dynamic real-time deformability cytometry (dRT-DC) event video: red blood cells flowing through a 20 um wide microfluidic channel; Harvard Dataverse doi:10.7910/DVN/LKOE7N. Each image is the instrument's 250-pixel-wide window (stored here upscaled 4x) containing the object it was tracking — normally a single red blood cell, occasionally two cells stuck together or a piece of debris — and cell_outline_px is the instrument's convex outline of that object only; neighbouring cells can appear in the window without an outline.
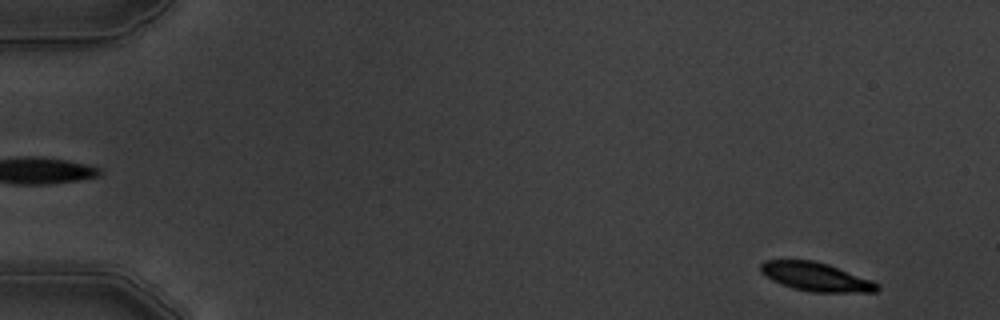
{"species": "common noctule bat (a hibernating species)", "species_latin": "Nyctalus noctula", "temperature_condition": "warm", "stored_images_in_passage": 4, "camera_frame_rate_fps": 3000, "um_per_image_px": 0.085, "animal": {"sex": "male", "body_mass_g": 19.5, "forearm_length_mm": 54.6}, "frame": {"image": 1, "passage_image": 1, "time_ms": 0.0, "image_size_px": [1000, 320], "cell_outline_px": [[880, 288], [876, 292], [812, 292], [792, 288], [780, 284], [772, 280], [760, 272], [760, 264], [764, 260], [812, 260], [828, 264], [872, 280], [880, 284]], "centroid_in_image_um": [69.35, 23.53], "position_along_channel_um": 15.6, "area_um2": 19.54}}
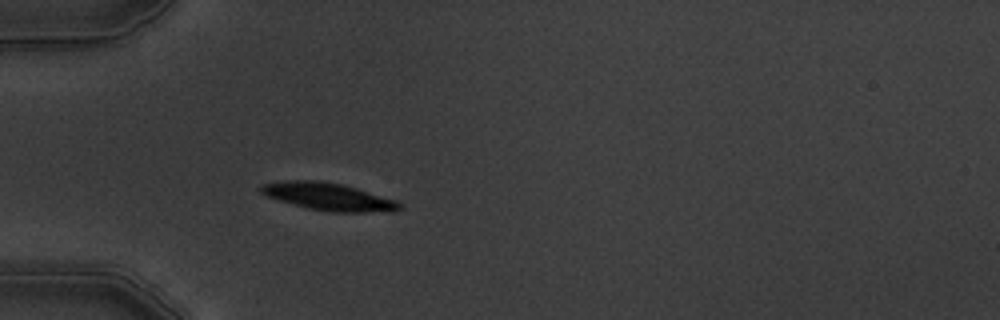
{"frame": {"image": 2, "passage_image": 4, "time_ms": 4.333, "image_size_px": [1000, 320], "cell_outline_px": [[404, 208], [392, 212], [332, 212], [308, 208], [280, 200], [268, 196], [260, 192], [260, 184], [284, 180], [324, 180], [344, 184], [396, 200]], "centroid_in_image_um": [27.95, 16.7], "position_along_channel_um": 57.0, "area_um2": 22.37}}